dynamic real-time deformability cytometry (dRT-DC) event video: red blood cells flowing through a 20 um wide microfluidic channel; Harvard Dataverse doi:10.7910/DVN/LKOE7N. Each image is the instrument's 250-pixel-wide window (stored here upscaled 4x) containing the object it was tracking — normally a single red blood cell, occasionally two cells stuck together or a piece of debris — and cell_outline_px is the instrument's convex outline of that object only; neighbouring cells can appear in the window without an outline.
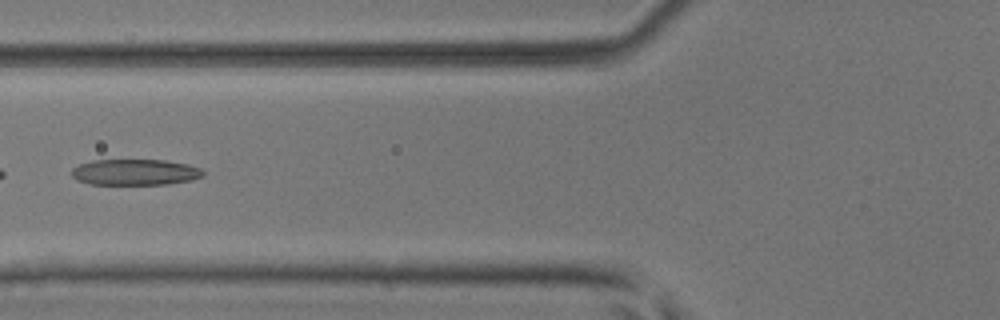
{"species": "common noctule bat (a hibernating species)", "species_latin": "Nyctalus noctula", "temperature_condition": "room temperature", "stored_images_in_passage": 6, "camera_frame_rate_fps": 3000, "um_per_image_px": 0.085, "animal": {"sex": "male", "body_mass_g": 17.9, "forearm_length_mm": 54.2}, "frame": {"image": 1, "passage_image": 6, "time_ms": 1.667, "image_size_px": [1000, 320], "cell_outline_px": [[204, 176], [192, 180], [168, 184], [92, 184], [76, 180], [72, 176], [72, 168], [80, 164], [92, 160], [164, 160], [188, 164], [200, 168], [204, 172]], "centroid_in_image_um": [11.5, 14.63], "position_along_channel_um": 114.3, "area_um2": 19.94}}